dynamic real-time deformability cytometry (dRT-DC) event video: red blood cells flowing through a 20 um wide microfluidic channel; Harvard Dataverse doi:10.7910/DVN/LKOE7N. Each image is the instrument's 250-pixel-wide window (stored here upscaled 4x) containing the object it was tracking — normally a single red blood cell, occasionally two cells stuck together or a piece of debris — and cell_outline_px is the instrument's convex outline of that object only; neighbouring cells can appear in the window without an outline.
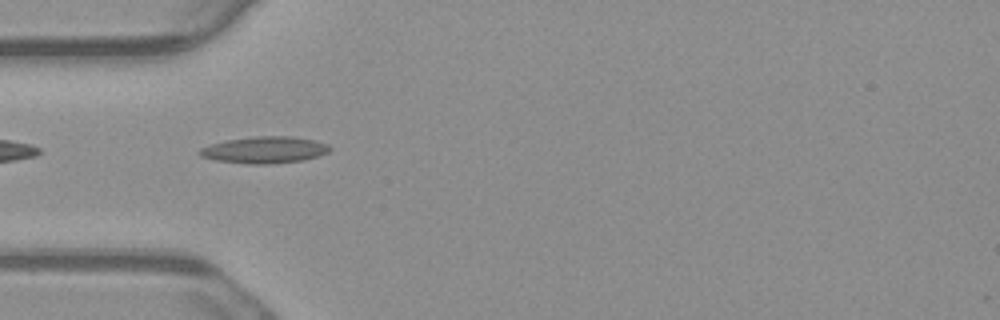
{"species": "common noctule bat (a hibernating species)", "species_latin": "Nyctalus noctula", "temperature_condition": "warm", "stored_images_in_passage": 40, "camera_frame_rate_fps": 3000, "um_per_image_px": 0.085, "animal": {"sex": "male", "body_mass_g": 23.1, "forearm_length_mm": 52.7}, "frame": {"image": 1, "passage_image": 2, "time_ms": 0.333, "image_size_px": [1000, 320], "cell_outline_px": [[332, 148], [328, 152], [320, 156], [304, 160], [268, 164], [248, 164], [216, 160], [200, 156], [196, 152], [200, 148], [208, 144], [224, 140], [252, 136], [292, 136], [312, 140], [328, 144]], "centroid_in_image_um": [22.45, 12.73], "position_along_channel_um": 62.5, "area_um2": 20.52}}
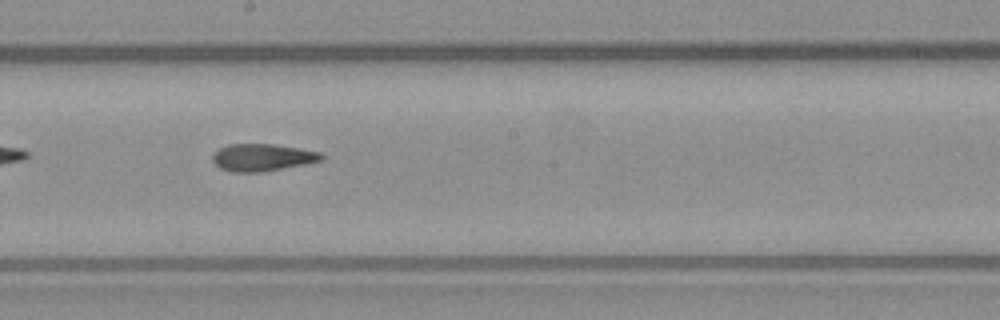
{"frame": {"image": 2, "passage_image": 15, "time_ms": 4.667, "image_size_px": [1000, 320], "cell_outline_px": [[324, 160], [264, 172], [232, 172], [220, 168], [212, 160], [212, 152], [228, 144], [272, 144], [300, 148], [320, 152], [324, 156]], "centroid_in_image_um": [22.29, 13.38], "position_along_channel_um": 225.9, "area_um2": 17.4}}
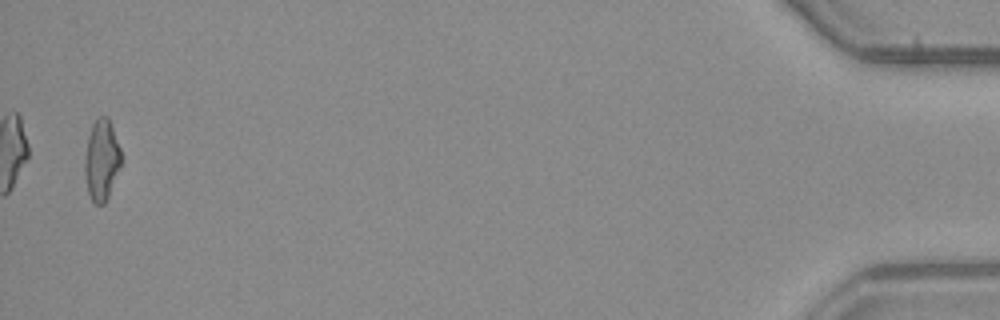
{"frame": {"image": 3, "passage_image": 39, "time_ms": 12.667, "image_size_px": [1000, 320], "cell_outline_px": [[120, 168], [108, 196], [104, 204], [96, 204], [92, 200], [88, 192], [84, 172], [84, 160], [88, 136], [92, 124], [100, 116], [108, 116], [120, 148]], "centroid_in_image_um": [8.62, 13.59], "position_along_channel_um": 426.6, "area_um2": 16.99}, "authors_computed_cell_mechanics": {"area_um2": 17.3689, "velocity_mm_per_s": 3.7605, "shape_relaxation_time_tau1_ms": null, "shape_relaxation_time_tau2_ms": 6.9324, "deformation_change_tau1": null, "deformation_change_tau2": 0.1855}}